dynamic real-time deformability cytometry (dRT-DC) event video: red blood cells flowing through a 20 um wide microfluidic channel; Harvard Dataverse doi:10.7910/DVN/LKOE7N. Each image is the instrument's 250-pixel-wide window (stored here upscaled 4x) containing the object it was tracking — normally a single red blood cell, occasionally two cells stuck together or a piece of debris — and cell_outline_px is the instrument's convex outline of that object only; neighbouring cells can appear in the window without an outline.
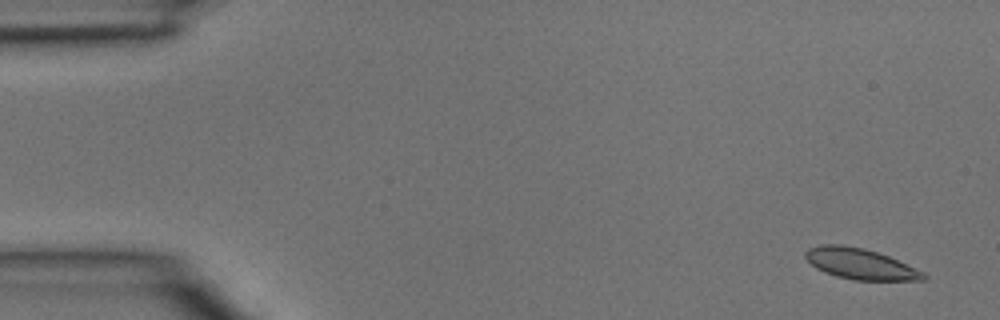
{"species": "common noctule bat (a hibernating species)", "species_latin": "Nyctalus noctula", "temperature_condition": "room temperature", "stored_images_in_passage": 4, "camera_frame_rate_fps": 3000, "um_per_image_px": 0.085, "animal": {"sex": "male", "body_mass_g": 15.6}, "frame": {"image": 1, "passage_image": 1, "time_ms": 0.0, "image_size_px": [1000, 320], "cell_outline_px": [[928, 276], [924, 280], [856, 280], [836, 276], [824, 272], [816, 268], [804, 256], [804, 252], [808, 248], [820, 244], [840, 244], [864, 248], [888, 256], [924, 272]], "centroid_in_image_um": [73.09, 22.42], "position_along_channel_um": 11.9, "area_um2": 21.1}}
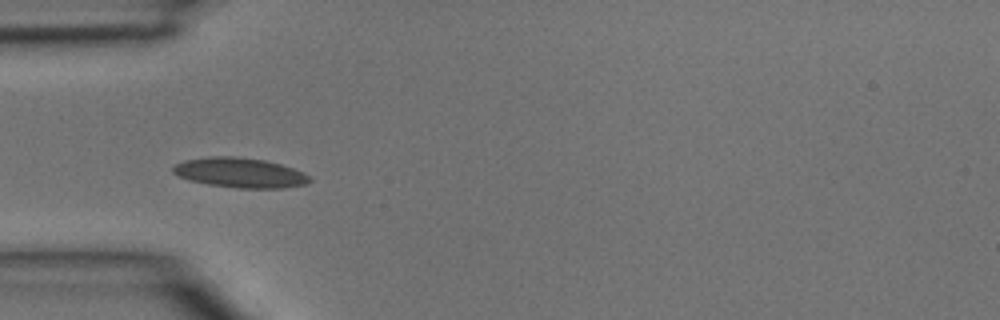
{"frame": {"image": 2, "passage_image": 4, "time_ms": 1.0, "image_size_px": [1000, 320], "cell_outline_px": [[312, 180], [304, 184], [284, 188], [236, 188], [208, 184], [188, 180], [176, 176], [172, 172], [172, 168], [176, 164], [184, 160], [212, 156], [232, 156], [264, 160], [280, 164], [304, 172], [312, 176]], "centroid_in_image_um": [20.39, 14.68], "position_along_channel_um": 64.6, "area_um2": 23.87}}